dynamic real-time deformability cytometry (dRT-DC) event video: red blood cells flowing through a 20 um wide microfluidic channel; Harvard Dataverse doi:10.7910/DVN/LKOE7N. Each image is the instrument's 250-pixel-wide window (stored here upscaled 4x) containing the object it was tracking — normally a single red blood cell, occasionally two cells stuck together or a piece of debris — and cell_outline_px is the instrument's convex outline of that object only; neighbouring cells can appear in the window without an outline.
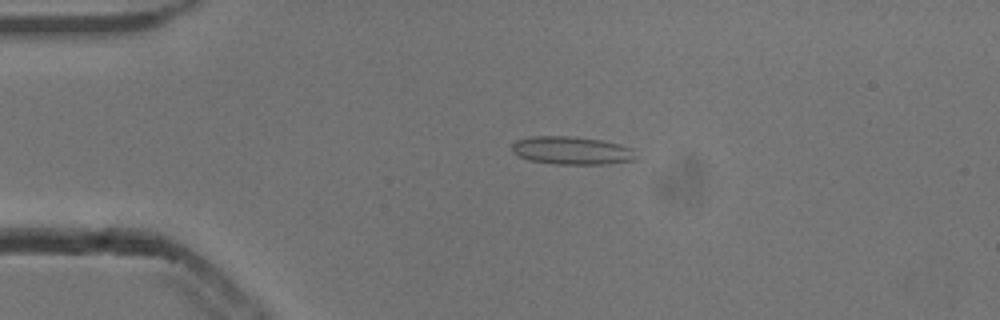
{"species": "common noctule bat (a hibernating species)", "species_latin": "Nyctalus noctula", "temperature_condition": "cold", "stored_images_in_passage": 26, "camera_frame_rate_fps": 3000, "um_per_image_px": 0.085, "animal": {"sex": "male", "body_mass_g": 13.3}, "frame": {"image": 1, "passage_image": 10, "time_ms": 3.0, "image_size_px": [1000, 320], "cell_outline_px": [[636, 160], [604, 164], [556, 164], [528, 160], [512, 152], [512, 144], [516, 140], [532, 136], [568, 136], [600, 140], [620, 144], [632, 148], [636, 156]], "centroid_in_image_um": [48.59, 12.79], "position_along_channel_um": 36.4, "area_um2": 20.23}}
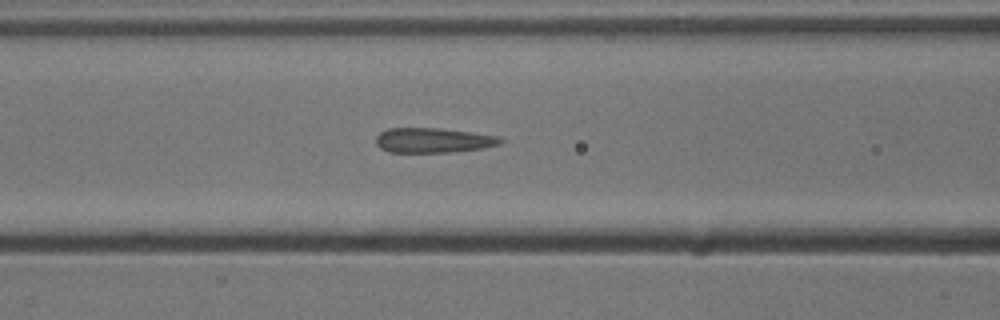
{"frame": {"image": 2, "passage_image": 20, "time_ms": 6.333, "image_size_px": [1000, 320], "cell_outline_px": [[504, 140], [500, 144], [484, 148], [452, 152], [388, 152], [380, 148], [376, 144], [376, 136], [380, 132], [388, 128], [440, 128], [472, 132], [500, 136]], "centroid_in_image_um": [36.84, 11.92], "position_along_channel_um": 129.8, "area_um2": 18.21}}
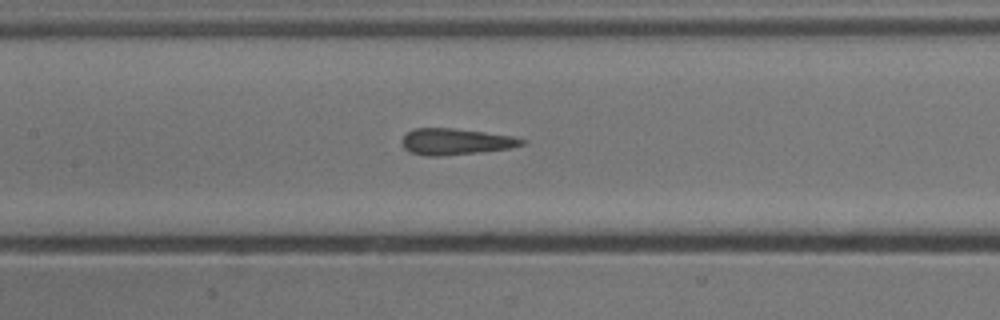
{"frame": {"image": 3, "passage_image": 23, "time_ms": 7.333, "image_size_px": [1000, 320], "cell_outline_px": [[528, 140], [524, 144], [508, 148], [476, 152], [440, 156], [424, 156], [412, 152], [404, 148], [404, 136], [408, 132], [416, 128], [452, 128], [484, 132], [512, 136]], "centroid_in_image_um": [38.75, 12.03], "position_along_channel_um": 168.6, "area_um2": 17.98}}